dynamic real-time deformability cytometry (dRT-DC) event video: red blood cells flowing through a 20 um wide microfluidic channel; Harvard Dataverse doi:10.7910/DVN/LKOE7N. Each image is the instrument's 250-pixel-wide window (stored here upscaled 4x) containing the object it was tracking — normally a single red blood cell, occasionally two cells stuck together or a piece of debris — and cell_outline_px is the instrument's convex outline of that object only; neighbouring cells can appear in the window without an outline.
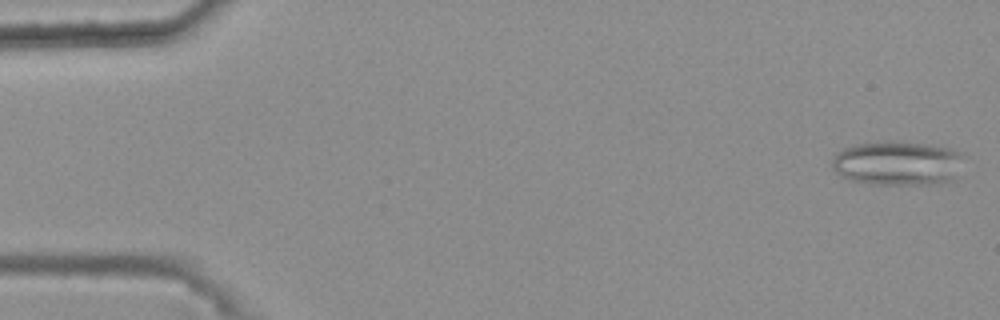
{"species": "common noctule bat (a hibernating species)", "species_latin": "Nyctalus noctula", "temperature_condition": "warm", "stored_images_in_passage": 48, "camera_frame_rate_fps": 3000, "um_per_image_px": 0.085, "animal": {"sex": "female", "body_mass_g": 25.1}, "frame": {"image": 1, "passage_image": 2, "time_ms": 0.333, "image_size_px": [1000, 320], "cell_outline_px": [[964, 156], [952, 180], [928, 184], [872, 184], [852, 180], [836, 172], [832, 168], [832, 160], [836, 152], [852, 144], [880, 140], [900, 140], [928, 144], [948, 148], [964, 152]], "centroid_in_image_um": [76.26, 13.83], "position_along_channel_um": 8.7, "area_um2": 34.39}}
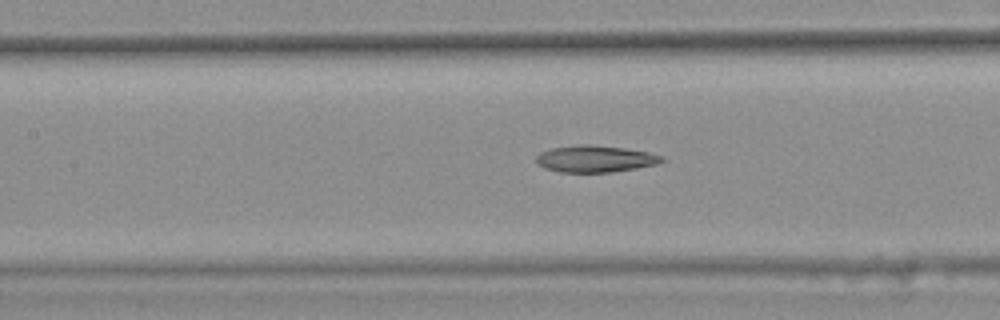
{"frame": {"image": 2, "passage_image": 25, "time_ms": 8.0, "image_size_px": [1000, 320], "cell_outline_px": [[668, 160], [656, 164], [636, 168], [612, 172], [560, 172], [544, 168], [536, 164], [536, 156], [540, 152], [552, 148], [580, 144], [592, 144], [624, 148], [648, 152], [664, 156]], "centroid_in_image_um": [50.6, 13.5], "position_along_channel_um": 156.8, "area_um2": 19.77}}
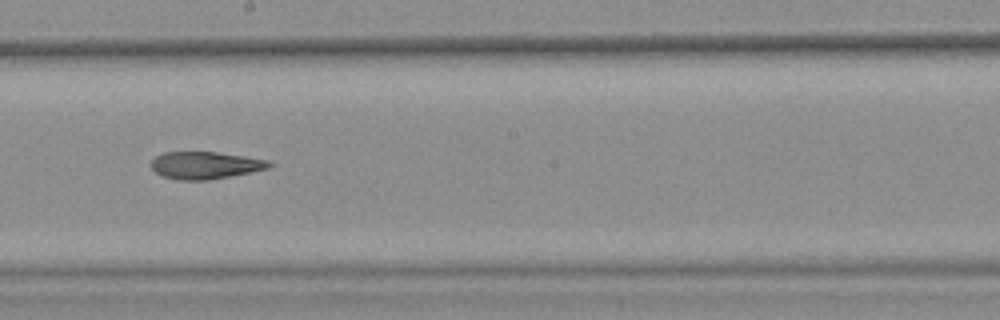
{"frame": {"image": 3, "passage_image": 31, "time_ms": 10.0, "image_size_px": [1000, 320], "cell_outline_px": [[272, 164], [268, 168], [252, 172], [208, 180], [180, 180], [160, 176], [152, 168], [152, 160], [156, 156], [164, 152], [216, 152], [244, 156], [268, 160]], "centroid_in_image_um": [17.43, 14.05], "position_along_channel_um": 230.8, "area_um2": 18.67}, "authors_computed_cell_mechanics": {"area_um2": 20.0855, "velocity_mm_per_s": 3.7078, "shape_relaxation_time_tau1_ms": null, "shape_relaxation_time_tau2_ms": 4.5256, "deformation_change_tau1": null, "deformation_change_tau2": 0.1523}}